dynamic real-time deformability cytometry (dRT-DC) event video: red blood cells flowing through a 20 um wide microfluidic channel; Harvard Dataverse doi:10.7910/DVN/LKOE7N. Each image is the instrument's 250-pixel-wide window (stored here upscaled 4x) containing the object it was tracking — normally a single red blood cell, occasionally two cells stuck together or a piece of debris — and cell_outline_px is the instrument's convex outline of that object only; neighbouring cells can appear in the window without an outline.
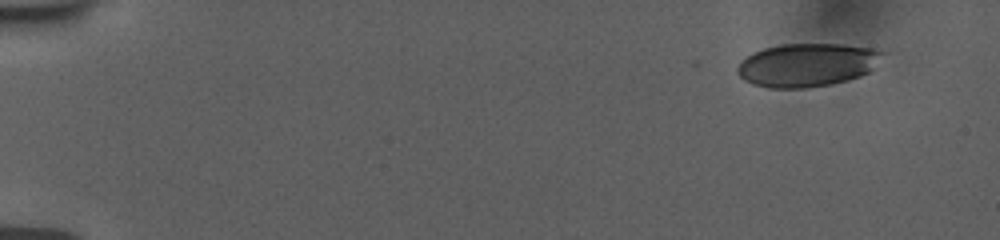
{"species": "human", "species_latin": "Homo sapiens", "temperature_condition": "room temperature", "stored_images_in_passage": 52, "camera_frame_rate_fps": 3000, "um_per_image_px": 0.085, "donor": {"sex": "female"}, "frame": {"image": 1, "passage_image": 1, "time_ms": 0.0, "image_size_px": [1000, 240], "cell_outline_px": [[888, 52], [868, 72], [860, 76], [848, 80], [832, 84], [808, 88], [772, 88], [752, 84], [744, 80], [736, 72], [736, 68], [740, 60], [764, 48], [780, 44], [840, 44], [872, 48]], "centroid_in_image_um": [68.61, 5.52], "position_along_channel_um": 16.4, "area_um2": 36.82}}
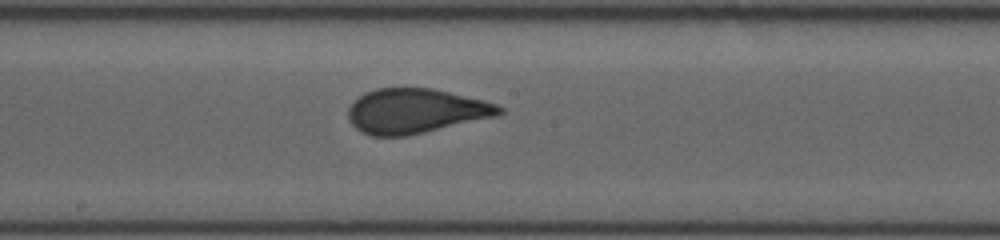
{"frame": {"image": 2, "passage_image": 28, "time_ms": 9.0, "image_size_px": [1000, 240], "cell_outline_px": [[504, 112], [496, 116], [408, 136], [372, 136], [360, 132], [352, 124], [348, 116], [348, 108], [364, 92], [376, 88], [432, 88], [484, 100], [496, 104], [504, 108]], "centroid_in_image_um": [35.32, 9.44], "position_along_channel_um": 212.9, "area_um2": 39.3}}
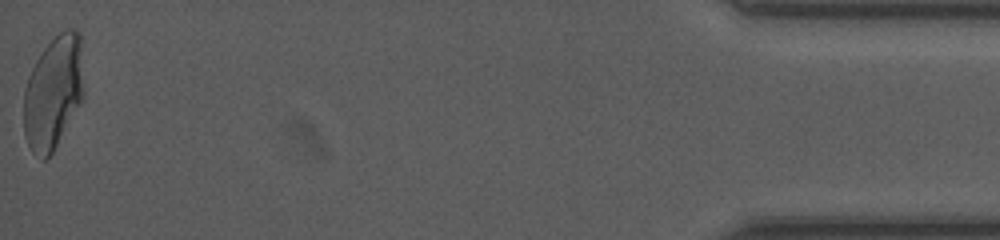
{"frame": {"image": 3, "passage_image": 52, "time_ms": 17.0, "image_size_px": [1000, 240], "cell_outline_px": [[84, 92], [80, 100], [52, 152], [44, 160], [40, 160], [32, 152], [24, 136], [24, 88], [28, 76], [36, 60], [44, 48], [64, 28], [72, 28], [80, 32]], "centroid_in_image_um": [4.51, 7.82], "position_along_channel_um": 430.7, "area_um2": 39.19}, "authors_computed_cell_mechanics": {"area_um2": 39.0439, "velocity_mm_per_s": 3.7693, "shape_relaxation_time_tau1_ms": 11.0757, "shape_relaxation_time_tau2_ms": null, "deformation_change_tau1": 0.2411, "deformation_change_tau2": null}}